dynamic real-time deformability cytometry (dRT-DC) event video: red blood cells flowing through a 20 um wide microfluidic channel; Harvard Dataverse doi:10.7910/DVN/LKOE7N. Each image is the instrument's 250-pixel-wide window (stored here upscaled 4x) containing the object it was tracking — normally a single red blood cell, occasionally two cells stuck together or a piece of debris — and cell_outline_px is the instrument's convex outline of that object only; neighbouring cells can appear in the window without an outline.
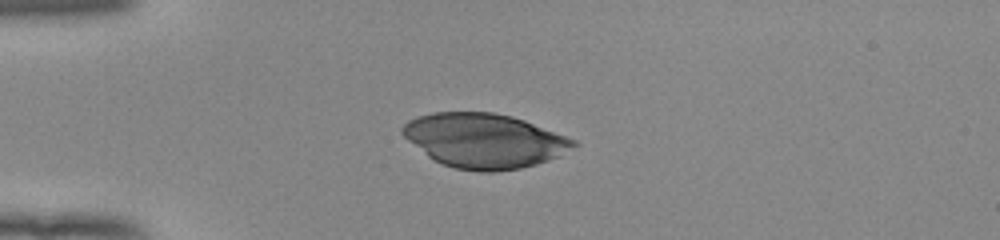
{"species": "human", "species_latin": "Homo sapiens", "temperature_condition": "room temperature", "stored_images_in_passage": 39, "camera_frame_rate_fps": 3000, "um_per_image_px": 0.085, "donor": {"sex": "female"}, "frame": {"image": 1, "passage_image": 1, "time_ms": 0.0, "image_size_px": [1000, 240], "cell_outline_px": [[580, 144], [548, 160], [536, 164], [520, 168], [492, 172], [480, 172], [452, 168], [428, 156], [408, 140], [400, 132], [400, 128], [408, 120], [416, 116], [432, 112], [492, 112], [512, 116], [524, 120], [576, 140]], "centroid_in_image_um": [41.13, 11.95], "position_along_channel_um": 43.9, "area_um2": 54.04}}
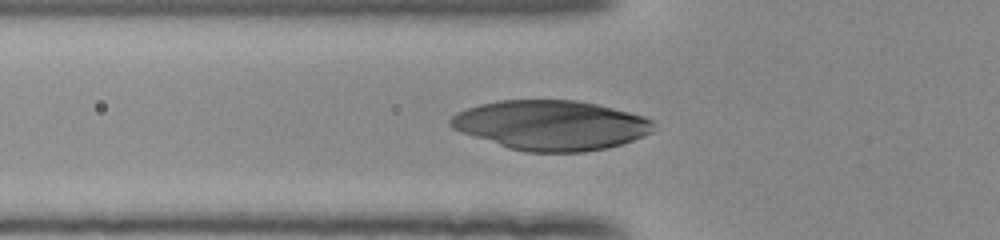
{"frame": {"image": 2, "passage_image": 6, "time_ms": 1.667, "image_size_px": [1000, 240], "cell_outline_px": [[652, 132], [644, 136], [620, 144], [604, 148], [584, 152], [528, 152], [512, 148], [452, 128], [448, 124], [448, 120], [456, 112], [480, 104], [500, 100], [576, 100], [596, 104], [644, 116], [652, 120]], "centroid_in_image_um": [46.84, 10.63], "position_along_channel_um": 79.0, "area_um2": 58.09}}
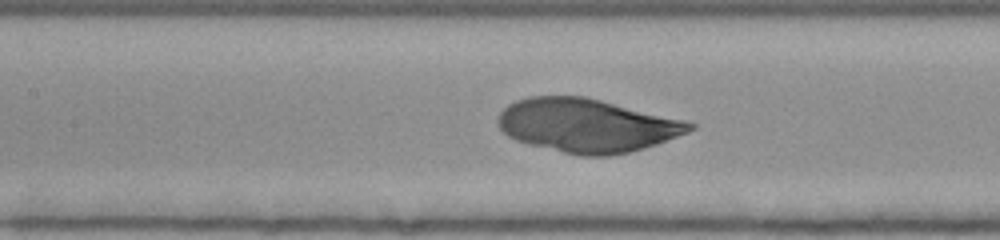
{"frame": {"image": 3, "passage_image": 12, "time_ms": 3.667, "image_size_px": [1000, 240], "cell_outline_px": [[696, 128], [688, 132], [656, 144], [644, 148], [628, 152], [608, 156], [580, 156], [516, 140], [508, 136], [500, 128], [496, 120], [500, 112], [508, 104], [516, 100], [528, 96], [584, 96], [684, 120], [696, 124]], "centroid_in_image_um": [49.87, 10.65], "position_along_channel_um": 157.5, "area_um2": 59.42}}